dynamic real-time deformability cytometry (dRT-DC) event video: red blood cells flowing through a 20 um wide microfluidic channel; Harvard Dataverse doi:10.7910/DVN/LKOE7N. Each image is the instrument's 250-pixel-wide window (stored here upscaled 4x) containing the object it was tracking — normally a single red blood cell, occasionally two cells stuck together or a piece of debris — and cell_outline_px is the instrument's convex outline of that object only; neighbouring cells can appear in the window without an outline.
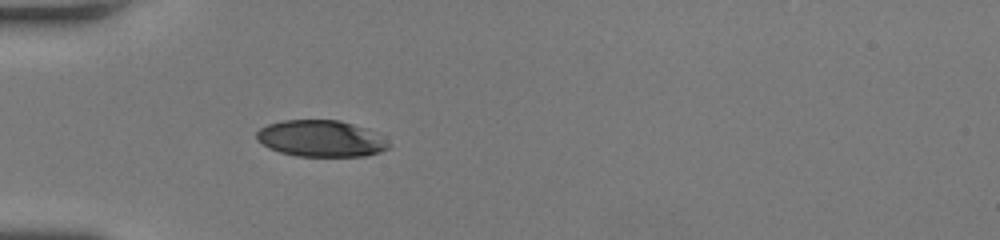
{"species": "human", "species_latin": "Homo sapiens", "temperature_condition": "room temperature", "stored_images_in_passage": 35, "camera_frame_rate_fps": 3000, "um_per_image_px": 0.085, "donor": {"sex": "female"}, "frame": {"image": 1, "passage_image": 1, "time_ms": 0.0, "image_size_px": [1000, 240], "cell_outline_px": [[392, 144], [388, 148], [380, 152], [364, 156], [296, 156], [280, 152], [268, 148], [256, 140], [256, 132], [260, 128], [268, 124], [284, 120], [340, 120], [364, 128]], "centroid_in_image_um": [27.22, 11.78], "position_along_channel_um": 57.8, "area_um2": 27.92}}
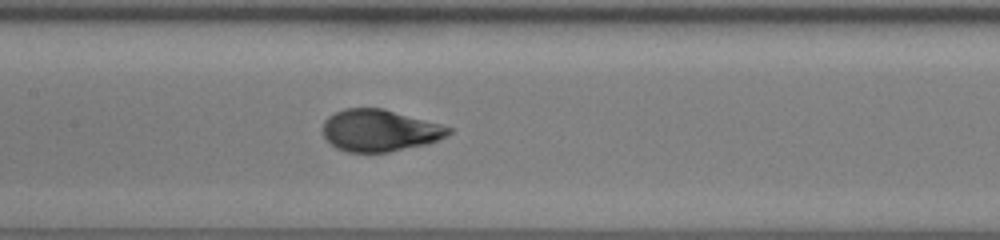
{"frame": {"image": 2, "passage_image": 10, "time_ms": 3.0, "image_size_px": [1000, 240], "cell_outline_px": [[452, 132], [428, 144], [388, 152], [348, 152], [336, 148], [324, 136], [324, 120], [328, 116], [344, 108], [384, 108], [440, 124], [452, 128]], "centroid_in_image_um": [32.26, 11.08], "position_along_channel_um": 175.1, "area_um2": 30.52}}
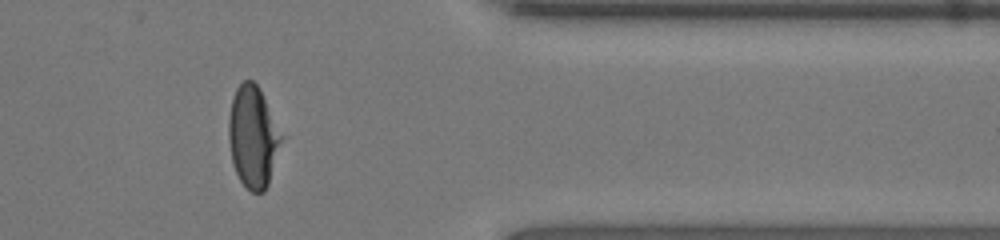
{"frame": {"image": 3, "passage_image": 26, "time_ms": 8.333, "image_size_px": [1000, 240], "cell_outline_px": [[284, 136], [268, 184], [264, 192], [252, 192], [240, 180], [236, 172], [232, 160], [228, 136], [228, 120], [232, 100], [236, 88], [244, 80], [252, 80], [260, 88]], "centroid_in_image_um": [21.52, 11.61], "position_along_channel_um": 389.9, "area_um2": 31.21}}